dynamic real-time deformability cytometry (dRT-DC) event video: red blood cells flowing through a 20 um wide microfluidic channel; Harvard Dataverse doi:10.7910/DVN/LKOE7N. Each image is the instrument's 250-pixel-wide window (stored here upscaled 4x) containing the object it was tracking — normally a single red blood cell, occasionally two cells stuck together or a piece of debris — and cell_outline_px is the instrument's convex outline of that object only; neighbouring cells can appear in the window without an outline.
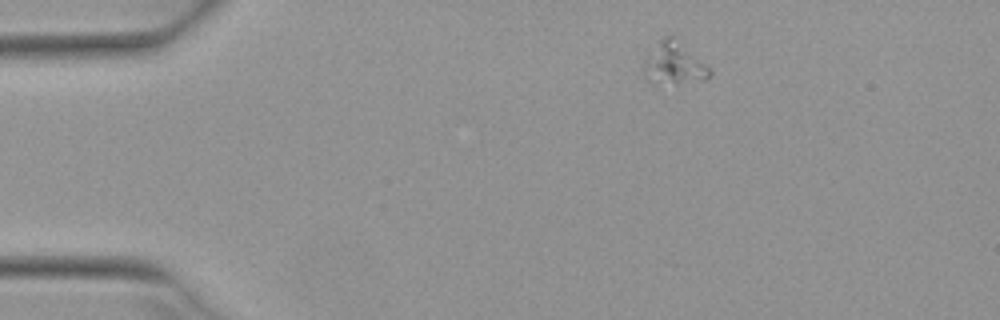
{"species": "Egyptian fruit bat (a non-hibernating species)", "species_latin": "Rousettus aegyptiacus", "temperature_condition": "warm", "stored_images_in_passage": 4, "camera_frame_rate_fps": 3000, "um_per_image_px": 0.085, "animal": {"sex": "female"}, "frame": {"image": 1, "passage_image": 4, "time_ms": 1.0, "image_size_px": [1000, 320], "cell_outline_px": [[712, 72], [704, 80], [676, 84], [648, 80], [644, 76], [644, 60], [648, 52], [664, 36], [672, 36], [708, 64], [712, 68]], "centroid_in_image_um": [57.32, 5.39], "position_along_channel_um": 27.7, "area_um2": 16.13}}